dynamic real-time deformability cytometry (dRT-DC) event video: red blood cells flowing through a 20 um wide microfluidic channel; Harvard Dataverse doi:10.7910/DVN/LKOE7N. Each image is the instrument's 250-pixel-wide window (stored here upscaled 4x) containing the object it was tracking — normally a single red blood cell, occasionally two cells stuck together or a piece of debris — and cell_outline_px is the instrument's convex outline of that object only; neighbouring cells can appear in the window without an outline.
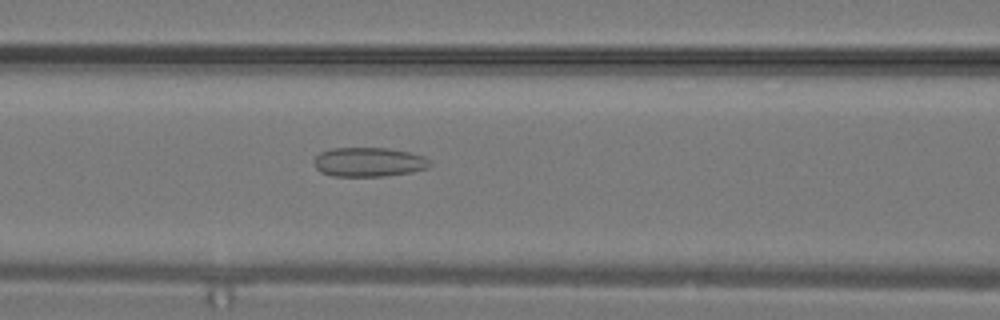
{"species": "common noctule bat (a hibernating species)", "species_latin": "Nyctalus noctula", "temperature_condition": "warm", "stored_images_in_passage": 9, "camera_frame_rate_fps": 3000, "um_per_image_px": 0.085, "animal": {"sex": "male", "body_mass_g": 19.2, "forearm_length_mm": 51.8}, "frame": {"image": 1, "passage_image": 7, "time_ms": 2.0, "image_size_px": [1000, 320], "cell_outline_px": [[432, 164], [428, 168], [412, 172], [384, 176], [332, 176], [320, 172], [316, 168], [312, 160], [320, 152], [332, 148], [384, 148], [408, 152], [424, 156]], "centroid_in_image_um": [31.32, 13.78], "position_along_channel_um": 135.3, "area_um2": 19.83}}
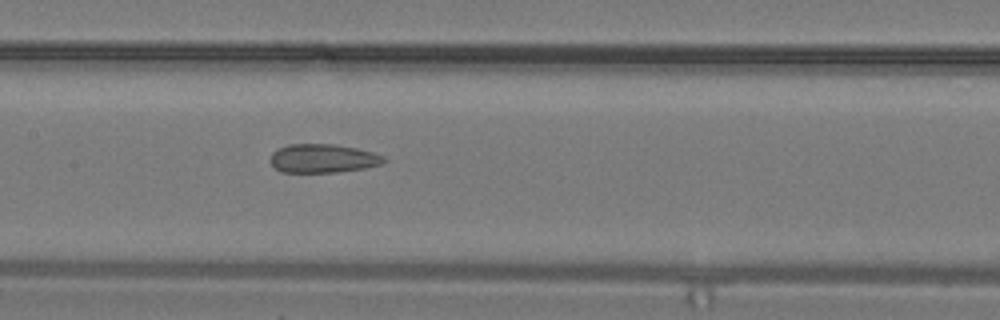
{"frame": {"image": 2, "passage_image": 9, "time_ms": 2.667, "image_size_px": [1000, 320], "cell_outline_px": [[388, 160], [384, 164], [364, 168], [336, 172], [284, 172], [276, 168], [268, 160], [272, 152], [280, 148], [292, 144], [336, 144], [356, 148], [372, 152], [384, 156]], "centroid_in_image_um": [27.48, 13.46], "position_along_channel_um": 179.9, "area_um2": 19.02}}